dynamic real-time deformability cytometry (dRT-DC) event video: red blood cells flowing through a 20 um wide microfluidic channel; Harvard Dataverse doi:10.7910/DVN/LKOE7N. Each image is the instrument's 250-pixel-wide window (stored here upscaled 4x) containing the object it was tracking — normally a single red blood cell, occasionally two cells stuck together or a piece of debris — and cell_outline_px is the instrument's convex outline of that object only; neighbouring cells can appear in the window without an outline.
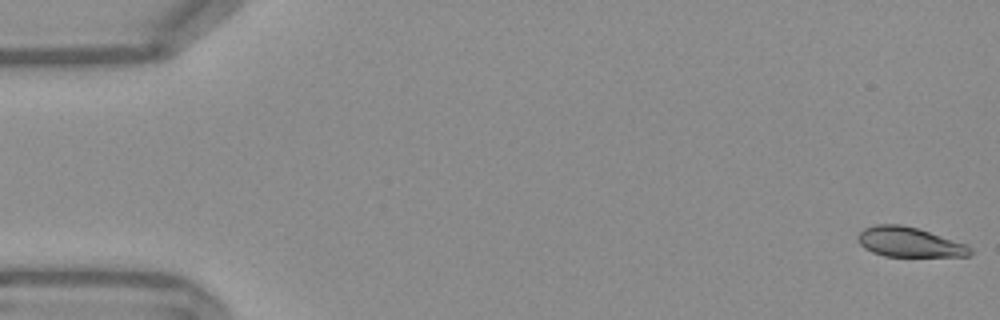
{"species": "Egyptian fruit bat (a non-hibernating species)", "species_latin": "Rousettus aegyptiacus", "temperature_condition": "warm", "stored_images_in_passage": 54, "camera_frame_rate_fps": 3000, "um_per_image_px": 0.085, "frame": {"image": 1, "passage_image": 1, "time_ms": 0.0, "image_size_px": [1000, 320], "cell_outline_px": [[972, 252], [968, 256], [884, 256], [872, 252], [864, 248], [856, 240], [856, 236], [864, 228], [876, 224], [900, 224], [916, 228], [968, 244], [972, 248]], "centroid_in_image_um": [77.27, 20.58], "position_along_channel_um": 7.7, "area_um2": 19.54}}
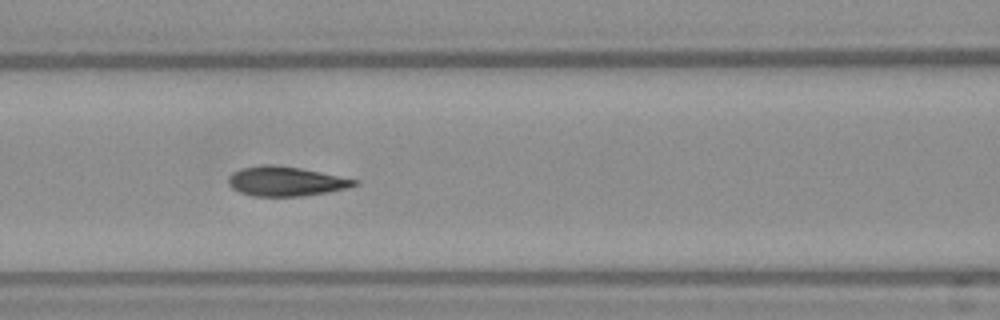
{"frame": {"image": 2, "passage_image": 23, "time_ms": 7.333, "image_size_px": [1000, 320], "cell_outline_px": [[360, 184], [348, 188], [328, 192], [304, 196], [252, 196], [240, 192], [232, 188], [228, 184], [228, 176], [232, 172], [244, 168], [264, 164], [272, 164], [300, 168], [360, 180]], "centroid_in_image_um": [24.31, 15.41], "position_along_channel_um": 142.3, "area_um2": 21.79}}
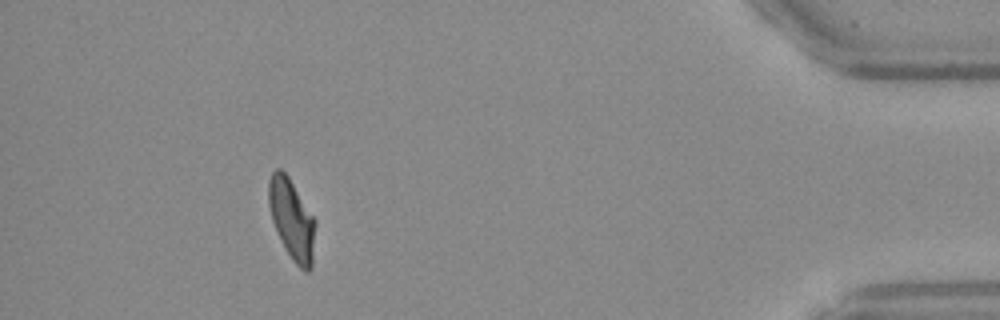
{"frame": {"image": 3, "passage_image": 49, "time_ms": 16.0, "image_size_px": [1000, 320], "cell_outline_px": [[316, 224], [312, 268], [308, 272], [304, 272], [292, 260], [280, 240], [272, 220], [268, 204], [268, 180], [272, 172], [276, 168], [280, 168], [288, 176], [316, 220]], "centroid_in_image_um": [24.81, 18.66], "position_along_channel_um": 410.4, "area_um2": 22.08}, "authors_computed_cell_mechanics": {"area_um2": 21.675, "velocity_mm_per_s": 3.779, "shape_relaxation_time_tau1_ms": 4.7164, "shape_relaxation_time_tau2_ms": 1.123, "deformation_change_tau1": 0.1702, "deformation_change_tau2": 0.05}}